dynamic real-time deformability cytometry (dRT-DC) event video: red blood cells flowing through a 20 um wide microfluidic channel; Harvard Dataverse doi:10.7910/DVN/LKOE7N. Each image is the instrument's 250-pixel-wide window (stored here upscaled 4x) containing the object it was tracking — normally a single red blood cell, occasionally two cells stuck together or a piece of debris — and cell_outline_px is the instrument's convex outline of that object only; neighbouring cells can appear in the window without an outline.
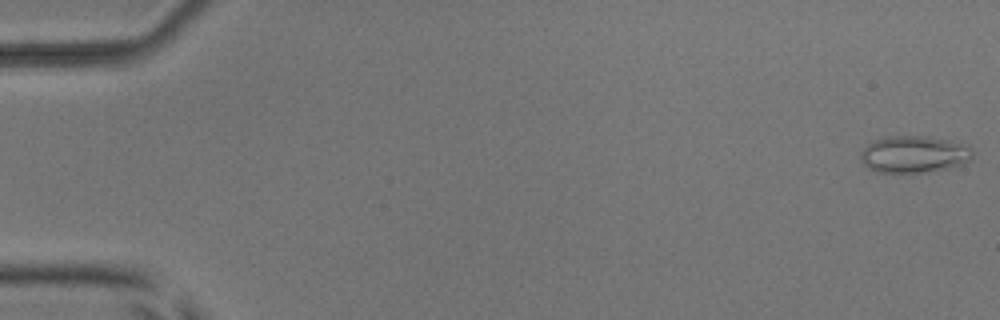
{"species": "common noctule bat (a hibernating species)", "species_latin": "Nyctalus noctula", "temperature_condition": "room temperature", "stored_images_in_passage": 6, "camera_frame_rate_fps": 3000, "um_per_image_px": 0.085, "animal": {"sex": "male", "body_mass_g": 17.9, "forearm_length_mm": 54.2}, "frame": {"image": 1, "passage_image": 1, "time_ms": 0.0, "image_size_px": [1000, 320], "cell_outline_px": [[972, 160], [952, 168], [928, 172], [880, 172], [868, 168], [860, 160], [860, 152], [872, 140], [888, 136], [928, 136], [968, 144], [972, 148]], "centroid_in_image_um": [77.72, 13.11], "position_along_channel_um": 7.3, "area_um2": 24.45}}
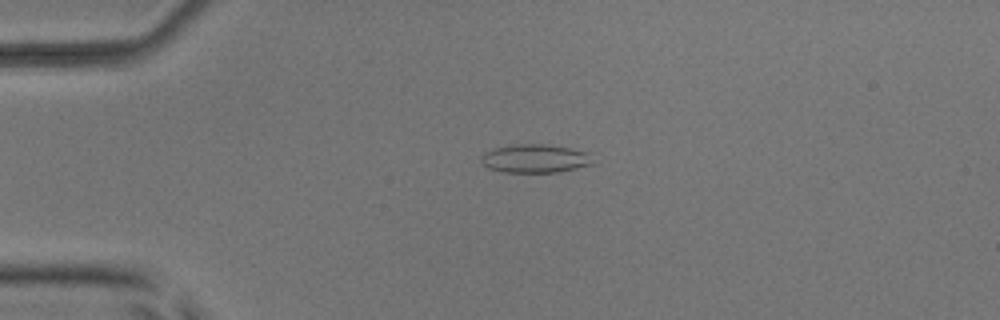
{"frame": {"image": 2, "passage_image": 4, "time_ms": 1.0, "image_size_px": [1000, 320], "cell_outline_px": [[596, 164], [560, 172], [504, 172], [488, 168], [480, 160], [480, 156], [484, 152], [492, 148], [512, 144], [544, 144], [572, 148], [592, 152]], "centroid_in_image_um": [45.56, 13.47], "position_along_channel_um": 39.4, "area_um2": 19.13}}
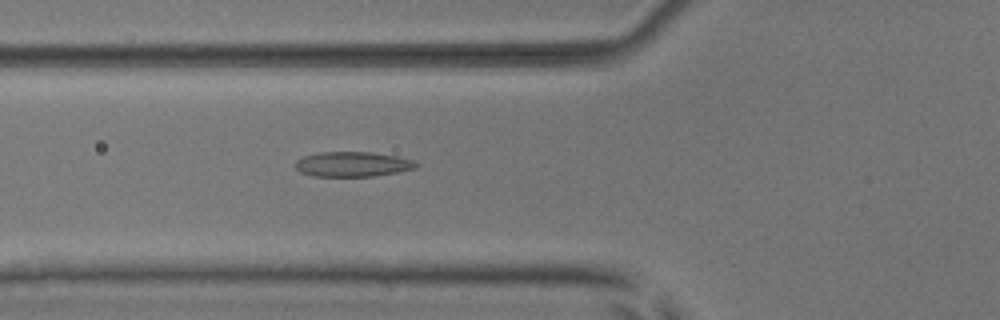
{"frame": {"image": 3, "passage_image": 6, "time_ms": 1.667, "image_size_px": [1000, 320], "cell_outline_px": [[420, 164], [416, 168], [400, 172], [372, 176], [312, 176], [300, 172], [292, 164], [296, 160], [304, 156], [320, 152], [372, 152], [396, 156], [412, 160]], "centroid_in_image_um": [29.96, 13.96], "position_along_channel_um": 95.8, "area_um2": 17.69}}